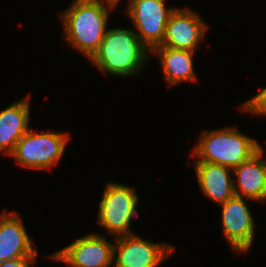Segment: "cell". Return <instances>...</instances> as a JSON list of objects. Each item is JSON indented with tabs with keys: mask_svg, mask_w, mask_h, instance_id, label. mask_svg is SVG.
Listing matches in <instances>:
<instances>
[{
	"mask_svg": "<svg viewBox=\"0 0 266 267\" xmlns=\"http://www.w3.org/2000/svg\"><path fill=\"white\" fill-rule=\"evenodd\" d=\"M114 7L95 0H74L61 14L64 36L88 59L98 50L106 33L109 11Z\"/></svg>",
	"mask_w": 266,
	"mask_h": 267,
	"instance_id": "obj_1",
	"label": "cell"
},
{
	"mask_svg": "<svg viewBox=\"0 0 266 267\" xmlns=\"http://www.w3.org/2000/svg\"><path fill=\"white\" fill-rule=\"evenodd\" d=\"M149 50L134 30L113 28L106 30L98 50L89 59L103 73L133 77L141 72Z\"/></svg>",
	"mask_w": 266,
	"mask_h": 267,
	"instance_id": "obj_2",
	"label": "cell"
},
{
	"mask_svg": "<svg viewBox=\"0 0 266 267\" xmlns=\"http://www.w3.org/2000/svg\"><path fill=\"white\" fill-rule=\"evenodd\" d=\"M261 147L256 139L242 134L236 127L204 131L193 148L194 162L214 163L233 169Z\"/></svg>",
	"mask_w": 266,
	"mask_h": 267,
	"instance_id": "obj_3",
	"label": "cell"
},
{
	"mask_svg": "<svg viewBox=\"0 0 266 267\" xmlns=\"http://www.w3.org/2000/svg\"><path fill=\"white\" fill-rule=\"evenodd\" d=\"M69 139L67 133H39L29 129L9 155L25 168L49 170L61 161Z\"/></svg>",
	"mask_w": 266,
	"mask_h": 267,
	"instance_id": "obj_4",
	"label": "cell"
},
{
	"mask_svg": "<svg viewBox=\"0 0 266 267\" xmlns=\"http://www.w3.org/2000/svg\"><path fill=\"white\" fill-rule=\"evenodd\" d=\"M135 188L115 182H108L103 191L97 223L114 238L133 234L130 228L139 201Z\"/></svg>",
	"mask_w": 266,
	"mask_h": 267,
	"instance_id": "obj_5",
	"label": "cell"
},
{
	"mask_svg": "<svg viewBox=\"0 0 266 267\" xmlns=\"http://www.w3.org/2000/svg\"><path fill=\"white\" fill-rule=\"evenodd\" d=\"M126 8L130 21L138 30L139 40L152 50L164 38L166 24L174 8H166L165 0H129Z\"/></svg>",
	"mask_w": 266,
	"mask_h": 267,
	"instance_id": "obj_6",
	"label": "cell"
},
{
	"mask_svg": "<svg viewBox=\"0 0 266 267\" xmlns=\"http://www.w3.org/2000/svg\"><path fill=\"white\" fill-rule=\"evenodd\" d=\"M115 240L113 267H158L174 251L169 243H153L135 233Z\"/></svg>",
	"mask_w": 266,
	"mask_h": 267,
	"instance_id": "obj_7",
	"label": "cell"
},
{
	"mask_svg": "<svg viewBox=\"0 0 266 267\" xmlns=\"http://www.w3.org/2000/svg\"><path fill=\"white\" fill-rule=\"evenodd\" d=\"M113 255L114 244L98 233H91L76 239L49 257L66 263L68 267H111Z\"/></svg>",
	"mask_w": 266,
	"mask_h": 267,
	"instance_id": "obj_8",
	"label": "cell"
},
{
	"mask_svg": "<svg viewBox=\"0 0 266 267\" xmlns=\"http://www.w3.org/2000/svg\"><path fill=\"white\" fill-rule=\"evenodd\" d=\"M244 197L234 195L222 207V231L234 252L250 250L255 234V219L251 215Z\"/></svg>",
	"mask_w": 266,
	"mask_h": 267,
	"instance_id": "obj_9",
	"label": "cell"
},
{
	"mask_svg": "<svg viewBox=\"0 0 266 267\" xmlns=\"http://www.w3.org/2000/svg\"><path fill=\"white\" fill-rule=\"evenodd\" d=\"M199 14L190 8H175L166 24L162 43L156 47H171L194 51L203 40L207 28Z\"/></svg>",
	"mask_w": 266,
	"mask_h": 267,
	"instance_id": "obj_10",
	"label": "cell"
},
{
	"mask_svg": "<svg viewBox=\"0 0 266 267\" xmlns=\"http://www.w3.org/2000/svg\"><path fill=\"white\" fill-rule=\"evenodd\" d=\"M23 221L17 212L6 210L0 216V263L22 258L37 256L38 251L31 244Z\"/></svg>",
	"mask_w": 266,
	"mask_h": 267,
	"instance_id": "obj_11",
	"label": "cell"
},
{
	"mask_svg": "<svg viewBox=\"0 0 266 267\" xmlns=\"http://www.w3.org/2000/svg\"><path fill=\"white\" fill-rule=\"evenodd\" d=\"M263 150L261 147L248 160L232 169L239 187L234 182L235 195L244 196L247 201H266V158Z\"/></svg>",
	"mask_w": 266,
	"mask_h": 267,
	"instance_id": "obj_12",
	"label": "cell"
},
{
	"mask_svg": "<svg viewBox=\"0 0 266 267\" xmlns=\"http://www.w3.org/2000/svg\"><path fill=\"white\" fill-rule=\"evenodd\" d=\"M195 173L201 192L219 205L235 195L232 168L214 163L195 162Z\"/></svg>",
	"mask_w": 266,
	"mask_h": 267,
	"instance_id": "obj_13",
	"label": "cell"
},
{
	"mask_svg": "<svg viewBox=\"0 0 266 267\" xmlns=\"http://www.w3.org/2000/svg\"><path fill=\"white\" fill-rule=\"evenodd\" d=\"M29 99L25 97L0 111V153L4 151L9 156L17 141L29 130Z\"/></svg>",
	"mask_w": 266,
	"mask_h": 267,
	"instance_id": "obj_14",
	"label": "cell"
},
{
	"mask_svg": "<svg viewBox=\"0 0 266 267\" xmlns=\"http://www.w3.org/2000/svg\"><path fill=\"white\" fill-rule=\"evenodd\" d=\"M150 52L158 54L167 84L172 86L183 81L195 82L197 80L192 59L194 51L155 47Z\"/></svg>",
	"mask_w": 266,
	"mask_h": 267,
	"instance_id": "obj_15",
	"label": "cell"
},
{
	"mask_svg": "<svg viewBox=\"0 0 266 267\" xmlns=\"http://www.w3.org/2000/svg\"><path fill=\"white\" fill-rule=\"evenodd\" d=\"M240 110L266 116V87L261 88L257 95L245 101Z\"/></svg>",
	"mask_w": 266,
	"mask_h": 267,
	"instance_id": "obj_16",
	"label": "cell"
},
{
	"mask_svg": "<svg viewBox=\"0 0 266 267\" xmlns=\"http://www.w3.org/2000/svg\"><path fill=\"white\" fill-rule=\"evenodd\" d=\"M36 261V256H25L0 263V267H30Z\"/></svg>",
	"mask_w": 266,
	"mask_h": 267,
	"instance_id": "obj_17",
	"label": "cell"
},
{
	"mask_svg": "<svg viewBox=\"0 0 266 267\" xmlns=\"http://www.w3.org/2000/svg\"><path fill=\"white\" fill-rule=\"evenodd\" d=\"M95 1L102 2L103 0L102 1L101 0H95ZM120 1L121 0H104L103 3L106 2V4H108V5H110V6L115 8Z\"/></svg>",
	"mask_w": 266,
	"mask_h": 267,
	"instance_id": "obj_18",
	"label": "cell"
}]
</instances>
